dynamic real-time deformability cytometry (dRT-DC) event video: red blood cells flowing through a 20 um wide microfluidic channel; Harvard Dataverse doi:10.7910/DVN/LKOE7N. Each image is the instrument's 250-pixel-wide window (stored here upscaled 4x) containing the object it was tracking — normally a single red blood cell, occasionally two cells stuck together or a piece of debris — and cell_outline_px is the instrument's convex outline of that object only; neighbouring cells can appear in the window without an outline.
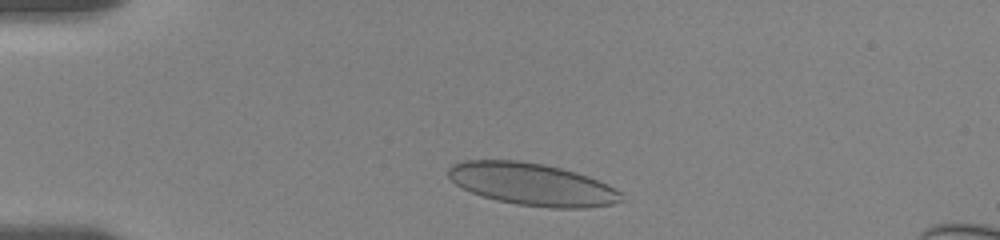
{"species": "human", "species_latin": "Homo sapiens", "temperature_condition": "room temperature", "stored_images_in_passage": 5, "camera_frame_rate_fps": 3000, "um_per_image_px": 0.085, "donor": {"sex": "female"}, "frame": {"image": 1, "passage_image": 2, "time_ms": 0.667, "image_size_px": [1000, 240], "cell_outline_px": [[624, 200], [612, 204], [588, 208], [548, 208], [516, 204], [496, 200], [472, 192], [456, 184], [448, 176], [448, 168], [452, 164], [464, 160], [516, 160], [544, 164], [576, 172], [588, 176], [608, 184], [620, 192]], "centroid_in_image_um": [45.25, 15.66], "position_along_channel_um": 39.8, "area_um2": 42.66}}
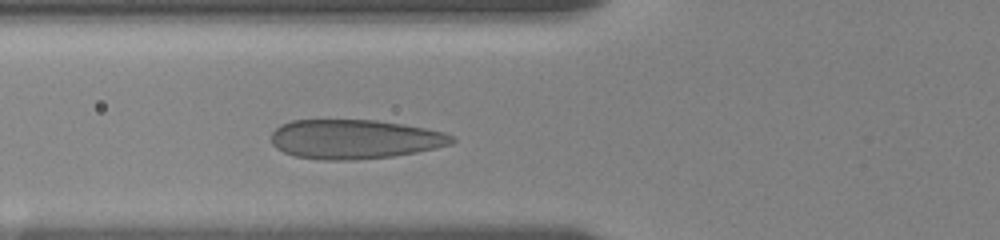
{"frame": {"image": 2, "passage_image": 5, "time_ms": 3.333, "image_size_px": [1000, 240], "cell_outline_px": [[456, 140], [452, 144], [436, 148], [416, 152], [392, 156], [348, 160], [324, 160], [296, 156], [284, 152], [276, 148], [272, 144], [272, 132], [280, 124], [292, 120], [376, 120], [404, 124], [444, 132], [452, 136]], "centroid_in_image_um": [30.14, 11.82], "position_along_channel_um": 95.7, "area_um2": 41.33}}